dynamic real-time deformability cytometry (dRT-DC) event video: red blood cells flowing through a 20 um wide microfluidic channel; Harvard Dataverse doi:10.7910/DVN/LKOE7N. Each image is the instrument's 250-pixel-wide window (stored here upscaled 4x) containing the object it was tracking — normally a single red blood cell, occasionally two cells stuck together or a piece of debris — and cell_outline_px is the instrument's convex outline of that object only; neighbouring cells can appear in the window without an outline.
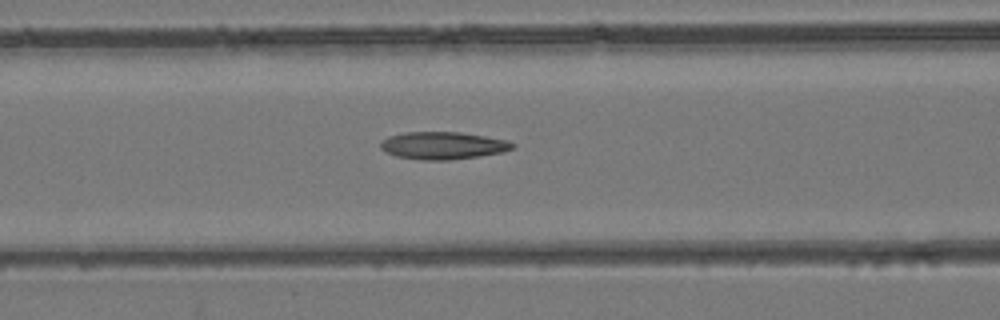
{"species": "common noctule bat (a hibernating species)", "species_latin": "Nyctalus noctula", "temperature_condition": "room temperature", "stored_images_in_passage": 49, "camera_frame_rate_fps": 3000, "um_per_image_px": 0.085, "animal": {"sex": "female", "body_mass_g": 24.6, "forearm_length_mm": 56.2}, "frame": {"image": 1, "passage_image": 21, "time_ms": 6.667, "image_size_px": [1000, 320], "cell_outline_px": [[516, 144], [512, 148], [504, 152], [480, 156], [448, 160], [424, 160], [396, 156], [384, 152], [380, 148], [380, 140], [388, 136], [404, 132], [460, 132], [508, 140]], "centroid_in_image_um": [37.62, 12.37], "position_along_channel_um": 129.0, "area_um2": 21.27}}
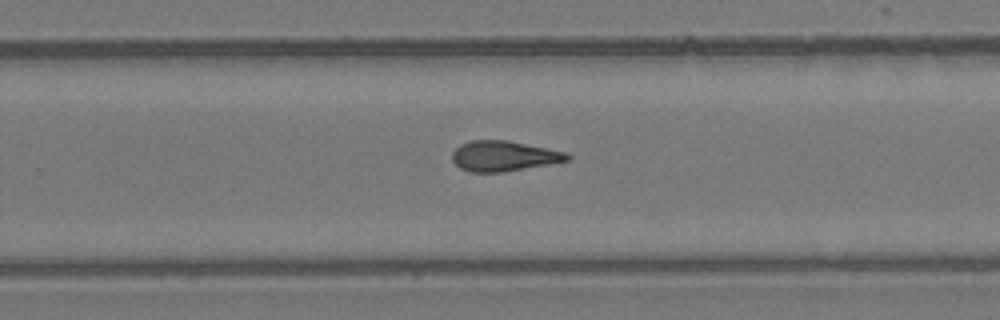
{"frame": {"image": 2, "passage_image": 32, "time_ms": 10.333, "image_size_px": [1000, 320], "cell_outline_px": [[572, 156], [568, 160], [548, 164], [504, 172], [472, 172], [460, 168], [452, 160], [452, 152], [460, 144], [468, 140], [508, 140], [568, 152]], "centroid_in_image_um": [42.82, 13.25], "position_along_channel_um": 287.0, "area_um2": 20.4}}
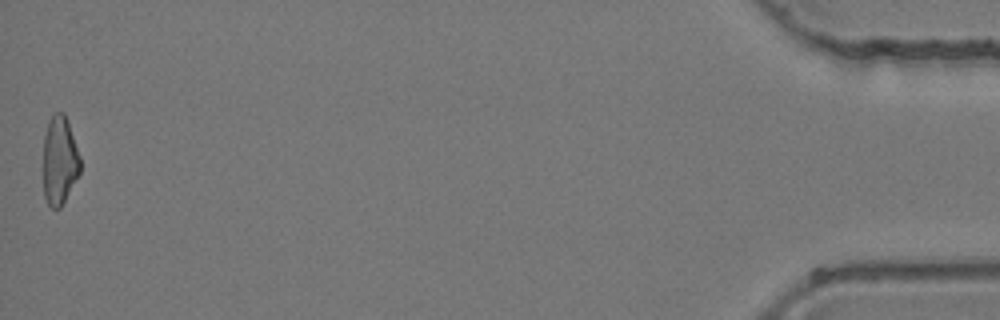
{"frame": {"image": 3, "passage_image": 49, "time_ms": 16.0, "image_size_px": [1000, 320], "cell_outline_px": [[80, 172], [60, 208], [52, 208], [48, 204], [44, 196], [44, 136], [48, 120], [56, 112], [64, 112], [68, 120], [80, 156]], "centroid_in_image_um": [5.07, 13.61], "position_along_channel_um": 430.1, "area_um2": 19.02}}